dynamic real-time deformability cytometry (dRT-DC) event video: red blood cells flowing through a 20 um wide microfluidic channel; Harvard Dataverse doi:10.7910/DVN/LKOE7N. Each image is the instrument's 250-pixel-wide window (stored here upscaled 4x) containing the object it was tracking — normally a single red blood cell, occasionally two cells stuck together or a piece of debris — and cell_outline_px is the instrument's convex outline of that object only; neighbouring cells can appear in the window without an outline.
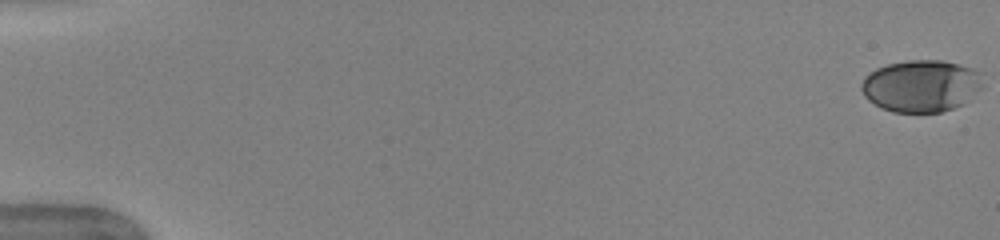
{"species": "human", "species_latin": "Homo sapiens", "temperature_condition": "warm", "stored_images_in_passage": 52, "camera_frame_rate_fps": 3000, "um_per_image_px": 0.085, "donor": {"sex": "female"}, "frame": {"image": 1, "passage_image": 1, "time_ms": 0.0, "image_size_px": [1000, 240], "cell_outline_px": [[984, 88], [964, 104], [940, 112], [892, 112], [868, 100], [864, 96], [860, 88], [860, 84], [864, 76], [876, 68], [888, 64], [908, 60], [944, 60], [972, 68], [984, 72]], "centroid_in_image_um": [78.36, 7.29], "position_along_channel_um": 6.6, "area_um2": 37.45}}
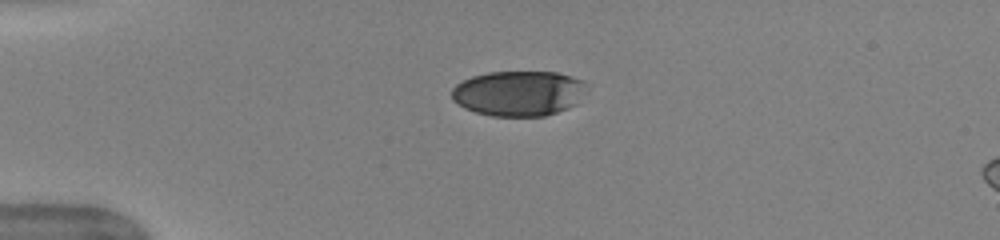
{"frame": {"image": 2, "passage_image": 14, "time_ms": 4.333, "image_size_px": [1000, 240], "cell_outline_px": [[588, 92], [576, 104], [568, 108], [544, 116], [492, 116], [476, 112], [464, 108], [452, 100], [452, 88], [456, 84], [472, 76], [488, 72], [556, 72], [584, 80], [588, 84]], "centroid_in_image_um": [44.13, 7.93], "position_along_channel_um": 40.9, "area_um2": 35.95}}
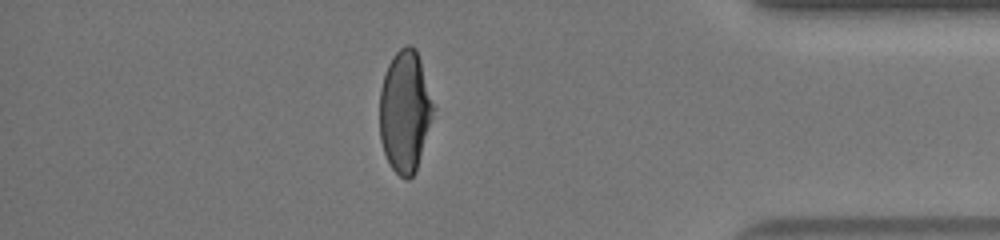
{"frame": {"image": 3, "passage_image": 46, "time_ms": 15.0, "image_size_px": [1000, 240], "cell_outline_px": [[436, 108], [416, 172], [408, 180], [404, 180], [392, 168], [384, 152], [380, 140], [380, 88], [388, 64], [392, 56], [400, 48], [408, 44], [416, 48]], "centroid_in_image_um": [34.44, 9.47], "position_along_channel_um": 400.8, "area_um2": 38.44}, "authors_computed_cell_mechanics": {"area_um2": 39.0728, "velocity_mm_per_s": 3.9744, "shape_relaxation_time_tau1_ms": 4.8349, "shape_relaxation_time_tau2_ms": 0.8183, "deformation_change_tau1": 0.1873, "deformation_change_tau2": 0.0554}}